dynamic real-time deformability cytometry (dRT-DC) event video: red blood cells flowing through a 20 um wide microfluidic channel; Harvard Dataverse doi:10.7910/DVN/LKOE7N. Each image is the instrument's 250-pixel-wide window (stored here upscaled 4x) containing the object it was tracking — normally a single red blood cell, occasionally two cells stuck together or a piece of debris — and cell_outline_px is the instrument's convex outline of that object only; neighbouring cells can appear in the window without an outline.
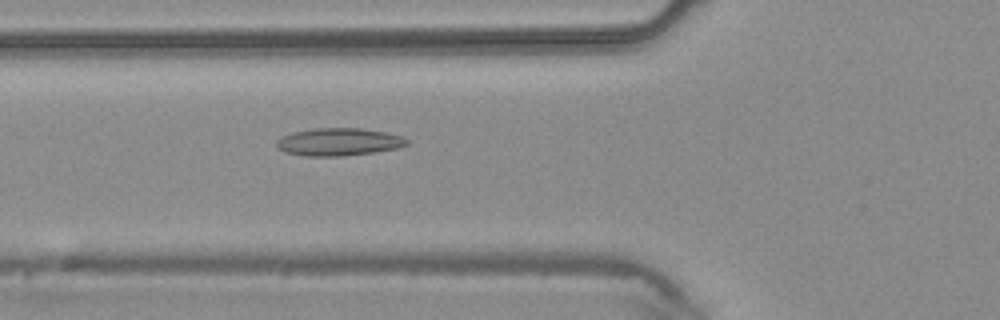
{"species": "common noctule bat (a hibernating species)", "species_latin": "Nyctalus noctula", "temperature_condition": "warm", "stored_images_in_passage": 5, "camera_frame_rate_fps": 3000, "um_per_image_px": 0.085, "animal": {"sex": "male", "body_mass_g": 20.4}, "frame": {"image": 1, "passage_image": 5, "time_ms": 1.333, "image_size_px": [1000, 320], "cell_outline_px": [[408, 144], [400, 148], [344, 156], [304, 156], [284, 152], [276, 144], [276, 140], [292, 132], [316, 128], [360, 128], [384, 132], [404, 136], [408, 140]], "centroid_in_image_um": [28.82, 12.06], "position_along_channel_um": 97.0, "area_um2": 20.98}}